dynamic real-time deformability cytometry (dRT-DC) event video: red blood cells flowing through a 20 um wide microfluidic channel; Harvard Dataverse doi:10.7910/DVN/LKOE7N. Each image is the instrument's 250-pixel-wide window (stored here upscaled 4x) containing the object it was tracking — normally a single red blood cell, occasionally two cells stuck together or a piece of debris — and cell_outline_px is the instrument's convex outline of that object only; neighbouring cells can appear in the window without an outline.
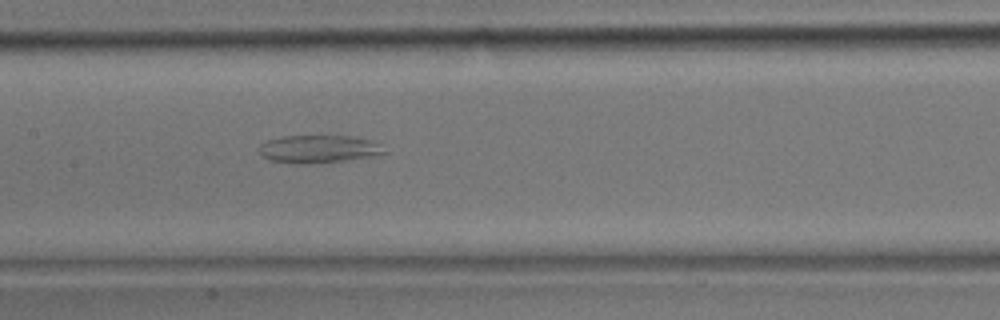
{"species": "common noctule bat (a hibernating species)", "species_latin": "Nyctalus noctula", "temperature_condition": "room temperature", "stored_images_in_passage": 39, "camera_frame_rate_fps": 3000, "um_per_image_px": 0.085, "animal": {"sex": "male", "body_mass_g": 17.9}, "frame": {"image": 1, "passage_image": 19, "time_ms": 6.0, "image_size_px": [1000, 320], "cell_outline_px": [[388, 152], [384, 156], [316, 164], [304, 164], [268, 160], [256, 148], [260, 144], [268, 140], [284, 136], [348, 136], [368, 140], [376, 144]], "centroid_in_image_um": [27.11, 12.69], "position_along_channel_um": 180.3, "area_um2": 20.52}}
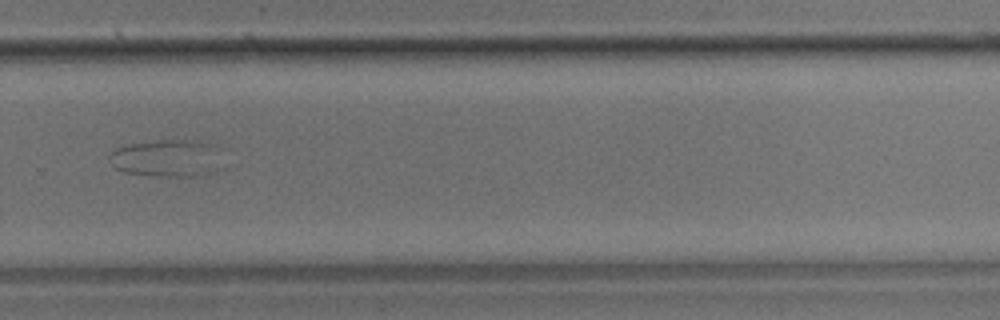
{"frame": {"image": 2, "passage_image": 27, "time_ms": 8.667, "image_size_px": [1000, 320], "cell_outline_px": [[216, 172], [192, 176], [160, 176], [124, 172], [116, 168], [108, 160], [108, 156], [116, 148], [132, 144], [156, 140], [200, 140], [216, 144]], "centroid_in_image_um": [14.14, 13.43], "position_along_channel_um": 315.7, "area_um2": 24.22}}
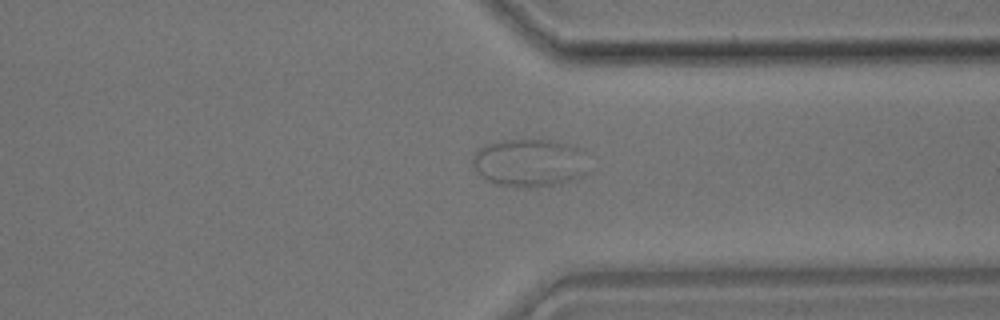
{"frame": {"image": 3, "passage_image": 30, "time_ms": 9.667, "image_size_px": [1000, 320], "cell_outline_px": [[584, 176], [552, 184], [532, 188], [528, 188], [496, 184], [488, 180], [472, 164], [472, 160], [476, 148], [500, 140], [548, 140], [580, 148], [584, 172]], "centroid_in_image_um": [44.91, 13.83], "position_along_channel_um": 366.5, "area_um2": 31.44}}